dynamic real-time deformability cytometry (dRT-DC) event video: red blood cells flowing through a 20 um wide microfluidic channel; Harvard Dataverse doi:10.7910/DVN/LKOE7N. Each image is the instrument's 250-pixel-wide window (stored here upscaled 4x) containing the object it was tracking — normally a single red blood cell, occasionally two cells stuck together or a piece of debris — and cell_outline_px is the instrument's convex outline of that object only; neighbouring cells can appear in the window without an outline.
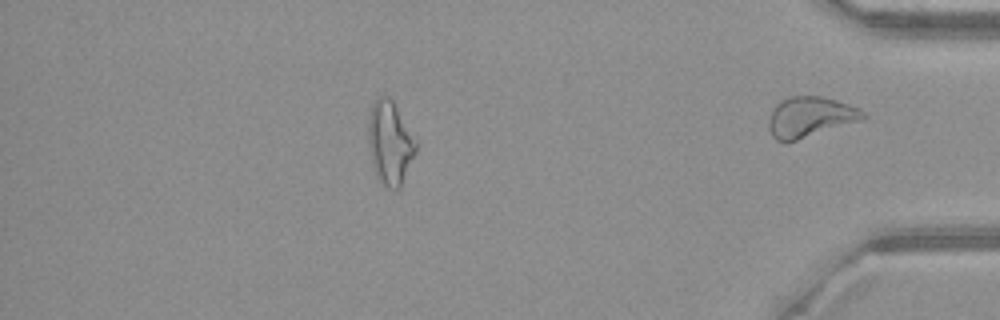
{"species": "common noctule bat (a hibernating species)", "species_latin": "Nyctalus noctula", "temperature_condition": "warm", "stored_images_in_passage": 46, "segment_of_instrument_passage": [2, 2], "camera_frame_rate_fps": 3000, "um_per_image_px": 0.085, "animal": {"sex": "female", "body_mass_g": 21.9}, "frame": {"image": 1, "passage_image": 46, "time_ms": 15.0, "image_size_px": [1000, 320], "cell_outline_px": [[868, 116], [864, 120], [788, 144], [784, 144], [776, 140], [772, 136], [768, 128], [768, 120], [772, 108], [780, 100], [788, 96], [820, 96], [836, 100], [848, 104], [864, 112]], "centroid_in_image_um": [68.83, 9.98], "position_along_channel_um": 366.4, "area_um2": 22.95}}